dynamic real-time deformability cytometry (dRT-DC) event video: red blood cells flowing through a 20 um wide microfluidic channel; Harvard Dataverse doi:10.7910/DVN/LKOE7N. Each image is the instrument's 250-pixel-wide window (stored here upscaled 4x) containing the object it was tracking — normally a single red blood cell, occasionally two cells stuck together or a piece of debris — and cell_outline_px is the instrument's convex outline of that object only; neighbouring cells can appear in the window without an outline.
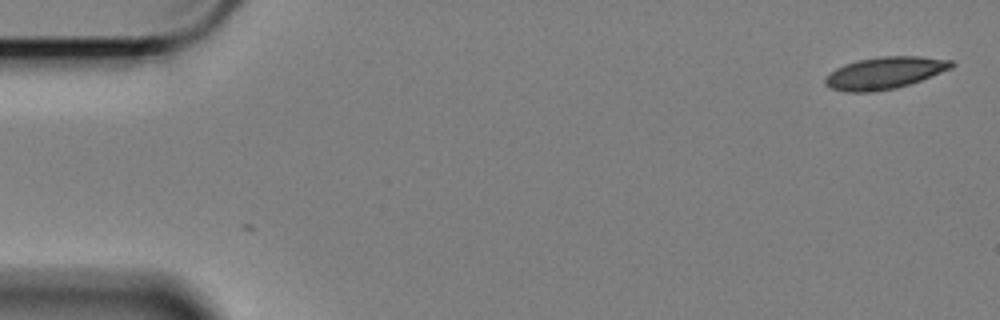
{"species": "Egyptian fruit bat (a non-hibernating species)", "species_latin": "Rousettus aegyptiacus", "temperature_condition": "cold", "stored_images_in_passage": 2, "camera_frame_rate_fps": 3000, "um_per_image_px": 0.085, "animal": {"sex": "female"}, "frame": {"image": 1, "passage_image": 2, "time_ms": 0.333, "image_size_px": [1000, 320], "cell_outline_px": [[956, 64], [952, 68], [920, 80], [896, 88], [868, 92], [848, 92], [832, 88], [824, 84], [824, 80], [836, 68], [844, 64], [856, 60], [880, 56], [920, 56], [952, 60]], "centroid_in_image_um": [75.21, 6.18], "position_along_channel_um": 9.8, "area_um2": 23.41}}